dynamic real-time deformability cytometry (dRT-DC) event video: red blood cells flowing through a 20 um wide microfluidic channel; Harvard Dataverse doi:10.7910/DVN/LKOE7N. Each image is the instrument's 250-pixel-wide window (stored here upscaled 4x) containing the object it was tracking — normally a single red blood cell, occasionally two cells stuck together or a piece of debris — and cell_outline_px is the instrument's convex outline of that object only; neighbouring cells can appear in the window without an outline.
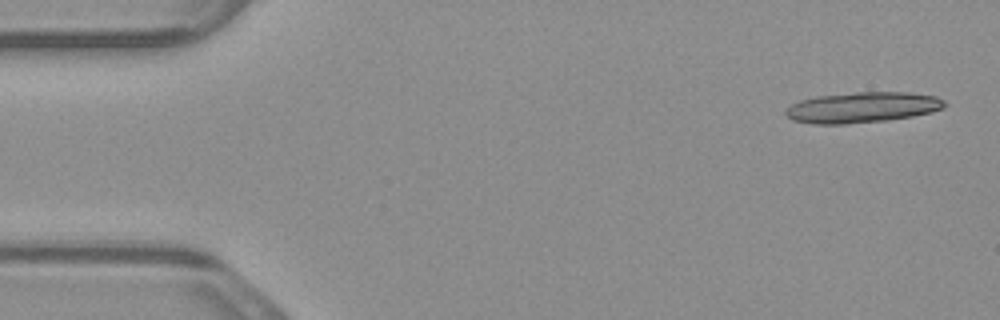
{"species": "common noctule bat (a hibernating species)", "species_latin": "Nyctalus noctula", "temperature_condition": "warm", "stored_images_in_passage": 20, "segment_of_instrument_passage": [1, 2], "camera_frame_rate_fps": 3000, "um_per_image_px": 0.085, "animal": {"sex": "male", "body_mass_g": 23.1, "forearm_length_mm": 52.7}, "frame": {"image": 1, "passage_image": 2, "time_ms": 0.333, "image_size_px": [1000, 320], "cell_outline_px": [[948, 104], [944, 108], [932, 112], [912, 116], [888, 120], [844, 124], [816, 124], [792, 120], [784, 112], [792, 104], [800, 100], [816, 96], [856, 92], [912, 92], [936, 96], [944, 100]], "centroid_in_image_um": [73.35, 9.12], "position_along_channel_um": 11.7, "area_um2": 28.5}}